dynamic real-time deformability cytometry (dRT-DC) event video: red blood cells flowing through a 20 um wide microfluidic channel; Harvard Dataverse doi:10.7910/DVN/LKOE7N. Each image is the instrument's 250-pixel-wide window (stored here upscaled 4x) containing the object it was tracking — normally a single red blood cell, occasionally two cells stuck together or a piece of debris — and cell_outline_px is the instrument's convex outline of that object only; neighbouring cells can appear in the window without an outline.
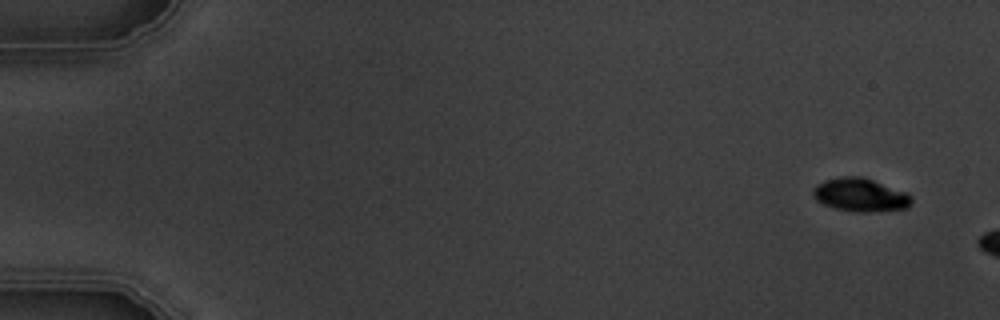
{"species": "common noctule bat (a hibernating species)", "species_latin": "Nyctalus noctula", "temperature_condition": "warm", "stored_images_in_passage": 3, "camera_frame_rate_fps": 3000, "um_per_image_px": 0.085, "animal": {"sex": "male", "body_mass_g": 19.5, "forearm_length_mm": 54.6}, "frame": {"image": 1, "passage_image": 1, "time_ms": 0.0, "image_size_px": [1000, 320], "cell_outline_px": [[912, 204], [908, 208], [868, 212], [856, 212], [832, 208], [816, 200], [812, 196], [812, 188], [816, 184], [824, 180], [840, 176], [864, 176], [908, 192], [912, 196]], "centroid_in_image_um": [73.13, 16.55], "position_along_channel_um": 11.9, "area_um2": 19.65}}